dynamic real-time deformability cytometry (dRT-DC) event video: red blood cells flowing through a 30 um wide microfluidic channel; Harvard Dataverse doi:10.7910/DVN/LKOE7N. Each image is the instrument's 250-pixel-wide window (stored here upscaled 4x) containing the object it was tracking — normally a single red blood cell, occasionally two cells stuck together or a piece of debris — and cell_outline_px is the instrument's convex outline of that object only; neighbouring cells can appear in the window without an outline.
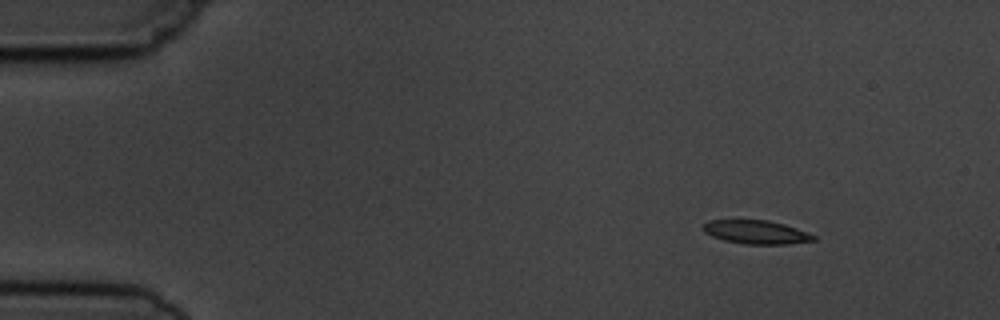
{"species": "common noctule bat (a hibernating species)", "species_latin": "Nyctalus noctula", "temperature_condition": "cold", "stored_images_in_passage": 9, "camera_frame_rate_fps": 3000, "um_per_image_px": 0.085, "animal": {"sex": "male", "body_mass_g": 19.5, "forearm_length_mm": 54.6}, "frame": {"image": 1, "passage_image": 1, "time_ms": 0.0, "image_size_px": [1000, 320], "cell_outline_px": [[816, 240], [788, 244], [744, 244], [724, 240], [712, 236], [704, 232], [704, 224], [708, 220], [768, 220], [784, 224], [808, 232], [816, 236]], "centroid_in_image_um": [64.3, 19.73], "position_along_channel_um": 20.7, "area_um2": 15.14}}
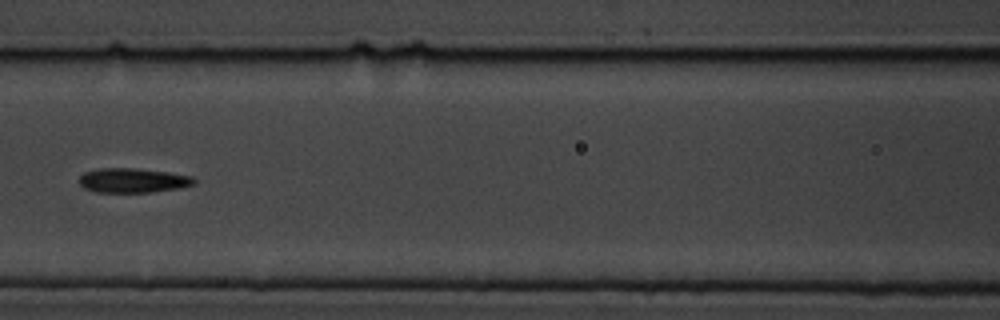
{"frame": {"image": 2, "passage_image": 6, "time_ms": 6.0, "image_size_px": [1000, 320], "cell_outline_px": [[196, 184], [180, 188], [152, 192], [96, 192], [84, 188], [80, 184], [80, 176], [84, 172], [100, 168], [132, 168], [168, 172], [192, 176], [196, 180]], "centroid_in_image_um": [11.32, 15.34], "position_along_channel_um": 155.3, "area_um2": 16.42}}
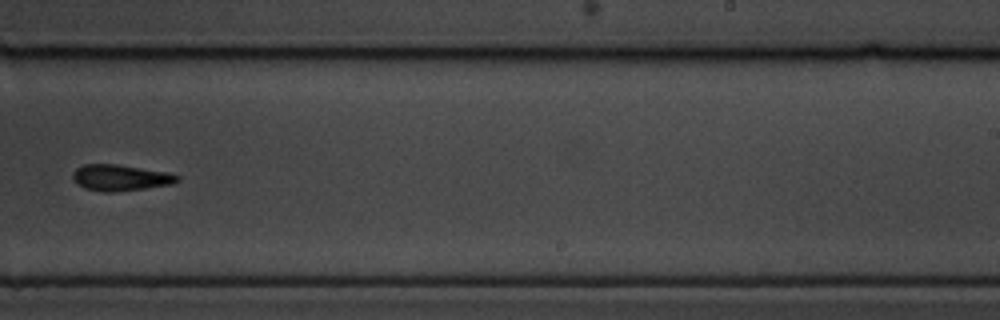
{"frame": {"image": 3, "passage_image": 9, "time_ms": 9.333, "image_size_px": [1000, 320], "cell_outline_px": [[180, 180], [176, 184], [116, 192], [100, 192], [84, 188], [76, 184], [72, 180], [72, 172], [76, 168], [84, 164], [116, 164], [168, 172], [180, 176]], "centroid_in_image_um": [10.23, 15.11], "position_along_channel_um": 278.8, "area_um2": 16.3}}